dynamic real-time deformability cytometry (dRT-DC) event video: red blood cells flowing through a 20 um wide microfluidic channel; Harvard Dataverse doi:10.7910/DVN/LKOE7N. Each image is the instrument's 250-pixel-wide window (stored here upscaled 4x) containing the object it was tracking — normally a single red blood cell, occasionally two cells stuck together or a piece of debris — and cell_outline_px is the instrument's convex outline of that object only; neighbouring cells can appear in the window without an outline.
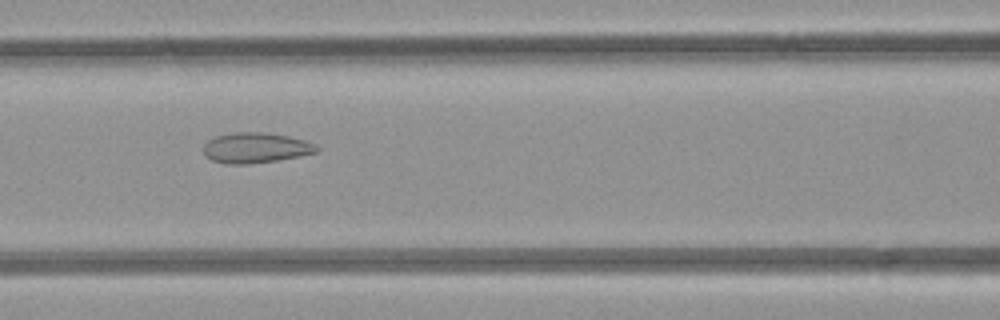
{"species": "common noctule bat (a hibernating species)", "species_latin": "Nyctalus noctula", "temperature_condition": "room temperature", "stored_images_in_passage": 6, "camera_frame_rate_fps": 3000, "um_per_image_px": 0.085, "animal": {"sex": "female", "body_mass_g": 21.9}, "frame": {"image": 1, "passage_image": 6, "time_ms": 5.667, "image_size_px": [1000, 320], "cell_outline_px": [[320, 148], [316, 152], [300, 156], [276, 160], [248, 164], [224, 164], [212, 160], [204, 152], [204, 144], [208, 140], [216, 136], [236, 132], [260, 132], [288, 136], [304, 140], [316, 144]], "centroid_in_image_um": [21.74, 12.56], "position_along_channel_um": 144.9, "area_um2": 19.88}}